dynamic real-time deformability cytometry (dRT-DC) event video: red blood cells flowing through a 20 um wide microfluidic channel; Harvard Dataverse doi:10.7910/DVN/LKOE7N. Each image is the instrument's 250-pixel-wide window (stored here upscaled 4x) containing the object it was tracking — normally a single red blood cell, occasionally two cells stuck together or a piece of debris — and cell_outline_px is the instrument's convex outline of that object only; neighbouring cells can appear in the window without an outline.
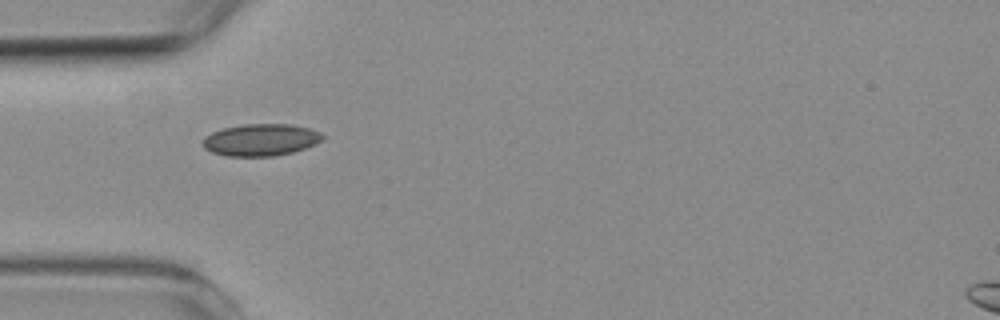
{"species": "common noctule bat (a hibernating species)", "species_latin": "Nyctalus noctula", "temperature_condition": "room temperature", "stored_images_in_passage": 9, "camera_frame_rate_fps": 3000, "um_per_image_px": 0.085, "animal": {"sex": "female", "body_mass_g": 19.3, "forearm_length_mm": 54.1}, "frame": {"image": 1, "passage_image": 6, "time_ms": 6.667, "image_size_px": [1000, 320], "cell_outline_px": [[324, 136], [316, 144], [292, 152], [272, 156], [228, 156], [212, 152], [204, 148], [204, 136], [212, 132], [224, 128], [244, 124], [292, 124], [308, 128], [320, 132]], "centroid_in_image_um": [22.16, 11.88], "position_along_channel_um": 62.8, "area_um2": 22.14}}
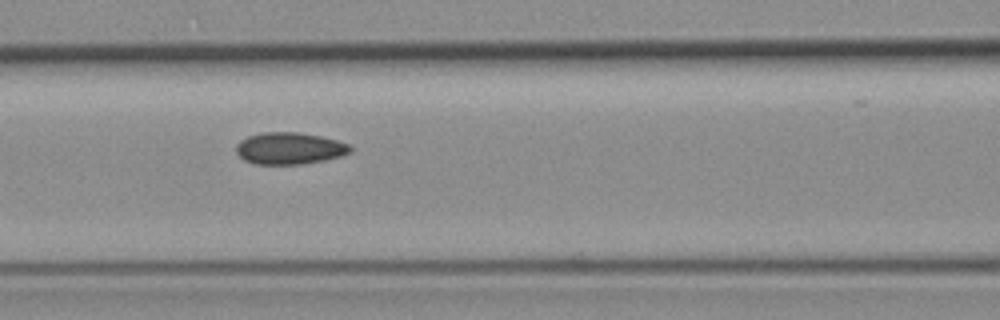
{"frame": {"image": 2, "passage_image": 8, "time_ms": 8.667, "image_size_px": [1000, 320], "cell_outline_px": [[352, 152], [340, 156], [324, 160], [300, 164], [252, 164], [244, 160], [236, 152], [236, 144], [240, 140], [248, 136], [264, 132], [296, 132], [320, 136], [336, 140], [348, 144], [352, 148]], "centroid_in_image_um": [24.58, 12.61], "position_along_channel_um": 142.0, "area_um2": 21.15}}
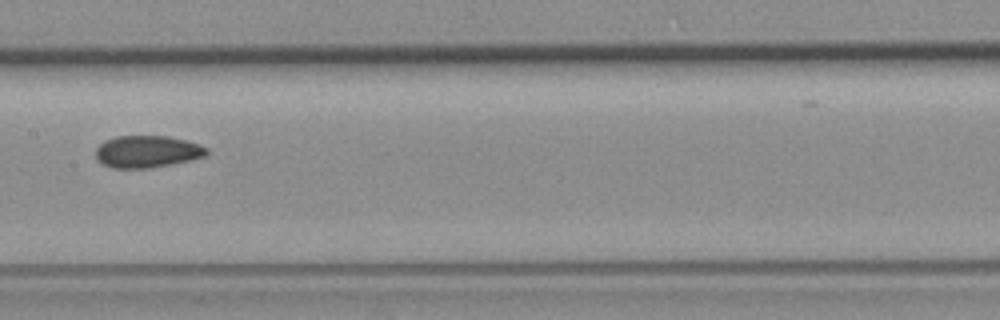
{"frame": {"image": 3, "passage_image": 9, "time_ms": 10.0, "image_size_px": [1000, 320], "cell_outline_px": [[208, 152], [204, 156], [172, 164], [148, 168], [112, 168], [96, 160], [96, 148], [104, 140], [116, 136], [168, 136], [200, 144], [208, 148]], "centroid_in_image_um": [12.48, 12.88], "position_along_channel_um": 194.9, "area_um2": 20.69}}